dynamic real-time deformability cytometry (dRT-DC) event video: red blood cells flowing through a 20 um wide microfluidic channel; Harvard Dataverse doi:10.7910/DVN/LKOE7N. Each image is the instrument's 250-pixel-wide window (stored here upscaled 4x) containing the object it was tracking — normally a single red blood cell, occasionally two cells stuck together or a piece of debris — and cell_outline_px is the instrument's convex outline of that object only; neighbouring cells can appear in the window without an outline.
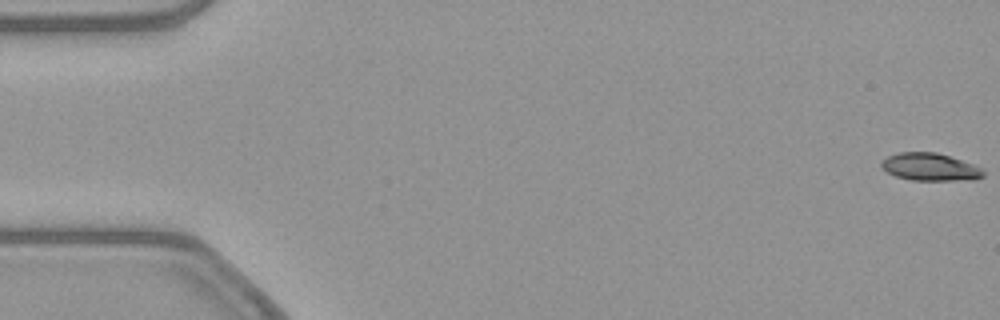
{"species": "common noctule bat (a hibernating species)", "species_latin": "Nyctalus noctula", "temperature_condition": "warm", "stored_images_in_passage": 53, "camera_frame_rate_fps": 3000, "um_per_image_px": 0.085, "animal": {"sex": "female", "body_mass_g": 21.9}, "frame": {"image": 1, "passage_image": 1, "time_ms": 0.0, "image_size_px": [1000, 320], "cell_outline_px": [[984, 176], [972, 180], [912, 180], [896, 176], [880, 168], [880, 164], [888, 156], [896, 152], [936, 152], [972, 164], [980, 168], [984, 172]], "centroid_in_image_um": [79.02, 14.19], "position_along_channel_um": 6.0, "area_um2": 16.24}}
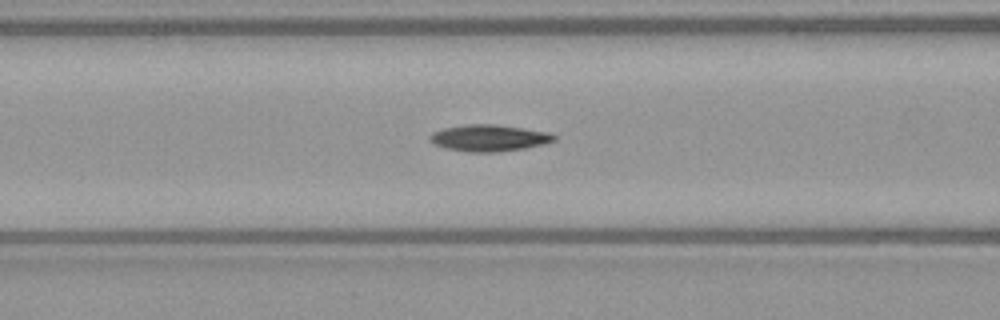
{"frame": {"image": 2, "passage_image": 22, "time_ms": 7.0, "image_size_px": [1000, 320], "cell_outline_px": [[556, 140], [544, 144], [524, 148], [496, 152], [468, 152], [448, 148], [436, 144], [428, 140], [428, 136], [432, 132], [444, 128], [468, 124], [496, 124], [548, 132], [556, 136]], "centroid_in_image_um": [41.56, 11.72], "position_along_channel_um": 125.0, "area_um2": 19.13}}
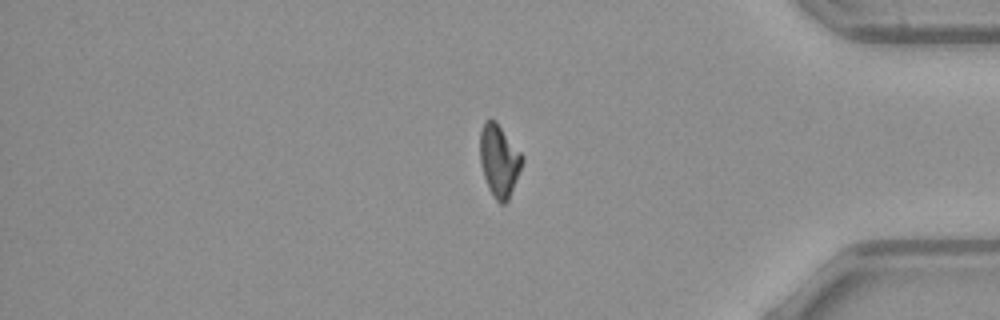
{"frame": {"image": 3, "passage_image": 45, "time_ms": 14.667, "image_size_px": [1000, 320], "cell_outline_px": [[524, 160], [508, 200], [504, 204], [500, 204], [492, 196], [488, 188], [484, 176], [480, 160], [480, 132], [484, 120], [496, 120], [524, 156]], "centroid_in_image_um": [42.43, 13.64], "position_along_channel_um": 392.8, "area_um2": 17.8}}